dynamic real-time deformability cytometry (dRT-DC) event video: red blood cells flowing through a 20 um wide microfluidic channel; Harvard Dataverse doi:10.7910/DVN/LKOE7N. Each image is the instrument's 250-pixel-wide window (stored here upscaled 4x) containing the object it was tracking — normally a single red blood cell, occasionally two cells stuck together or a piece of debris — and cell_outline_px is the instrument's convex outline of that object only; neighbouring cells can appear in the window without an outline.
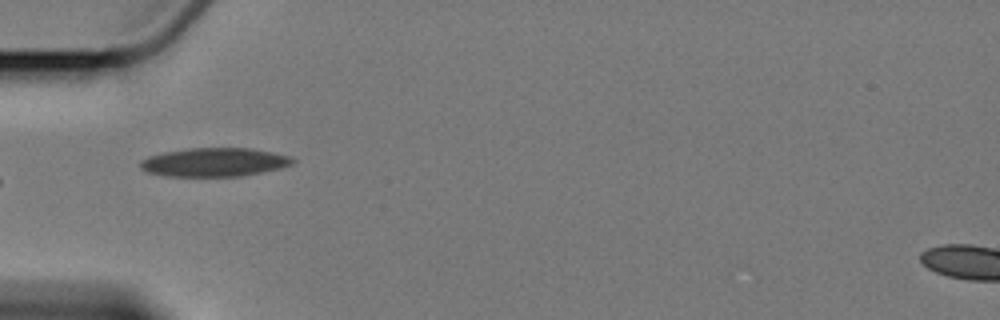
{"species": "Egyptian fruit bat (a non-hibernating species)", "species_latin": "Rousettus aegyptiacus", "temperature_condition": "cold", "stored_images_in_passage": 8, "camera_frame_rate_fps": 3000, "um_per_image_px": 0.085, "animal": {"sex": "female"}, "frame": {"image": 1, "passage_image": 1, "time_ms": 0.0, "image_size_px": [1000, 320], "cell_outline_px": [[296, 160], [292, 164], [260, 172], [240, 176], [168, 176], [148, 172], [140, 168], [140, 160], [148, 156], [164, 152], [188, 148], [252, 148], [272, 152], [288, 156]], "centroid_in_image_um": [18.17, 13.78], "position_along_channel_um": 66.8, "area_um2": 25.2}}
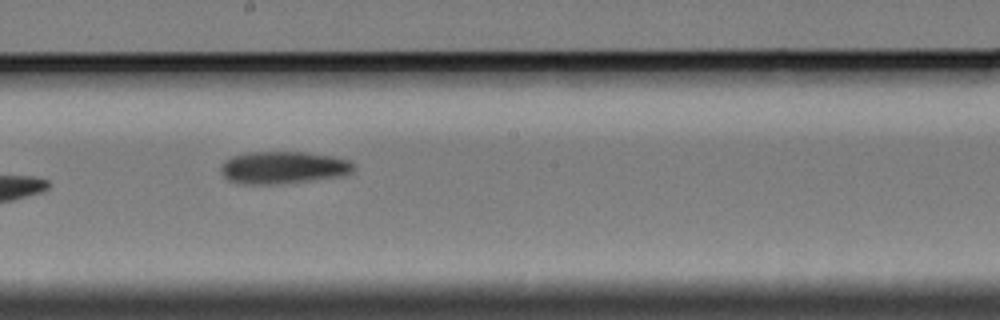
{"frame": {"image": 2, "passage_image": 5, "time_ms": 4.667, "image_size_px": [1000, 320], "cell_outline_px": [[356, 168], [352, 172], [344, 176], [276, 184], [240, 184], [228, 180], [220, 172], [220, 164], [224, 160], [232, 156], [244, 152], [304, 152], [332, 156], [348, 160]], "centroid_in_image_um": [24.03, 14.24], "position_along_channel_um": 224.2, "area_um2": 25.26}}
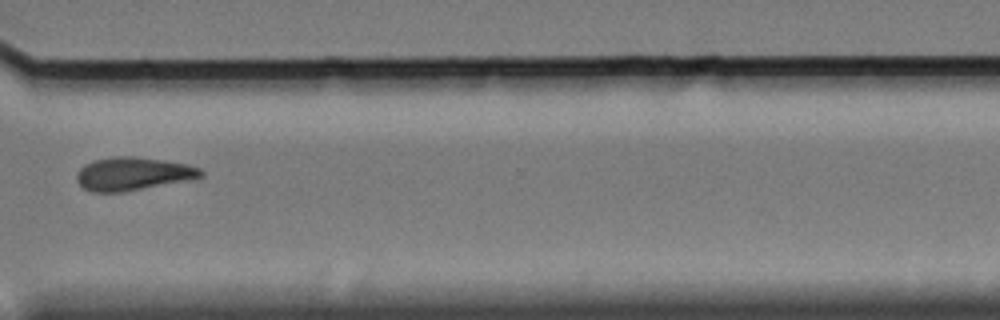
{"frame": {"image": 3, "passage_image": 8, "time_ms": 8.667, "image_size_px": [1000, 320], "cell_outline_px": [[204, 176], [192, 180], [124, 192], [92, 192], [84, 188], [76, 180], [76, 176], [80, 168], [84, 164], [96, 160], [116, 156], [132, 156], [164, 160], [188, 164], [200, 168], [204, 172]], "centroid_in_image_um": [11.35, 14.78], "position_along_channel_um": 359.3, "area_um2": 24.22}}